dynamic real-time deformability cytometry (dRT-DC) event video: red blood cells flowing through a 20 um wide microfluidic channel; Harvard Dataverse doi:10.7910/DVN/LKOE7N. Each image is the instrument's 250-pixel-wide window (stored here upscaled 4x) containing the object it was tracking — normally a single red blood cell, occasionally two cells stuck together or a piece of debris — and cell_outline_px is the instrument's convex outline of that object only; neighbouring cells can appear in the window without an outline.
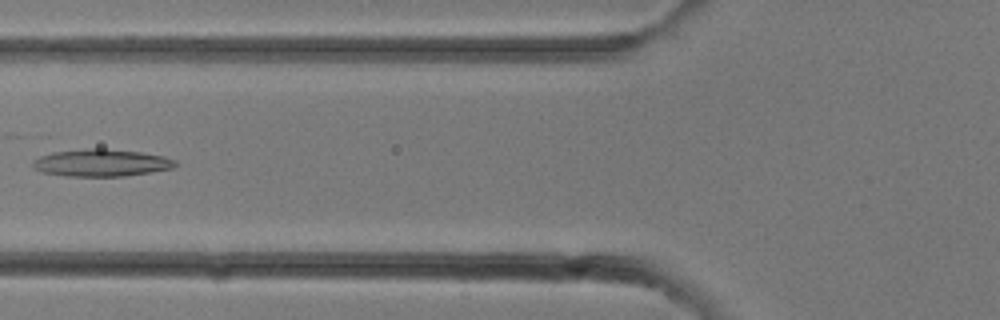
{"species": "common noctule bat (a hibernating species)", "species_latin": "Nyctalus noctula", "temperature_condition": "room temperature", "stored_images_in_passage": 14, "camera_frame_rate_fps": 3000, "um_per_image_px": 0.085, "animal": {"sex": "female"}, "frame": {"image": 1, "passage_image": 10, "time_ms": 3.0, "image_size_px": [1000, 320], "cell_outline_px": [[180, 164], [172, 168], [124, 176], [64, 176], [40, 172], [32, 168], [32, 160], [40, 156], [52, 152], [88, 148], [100, 148], [140, 152], [164, 156], [176, 160]], "centroid_in_image_um": [8.57, 13.84], "position_along_channel_um": 117.2, "area_um2": 22.77}}
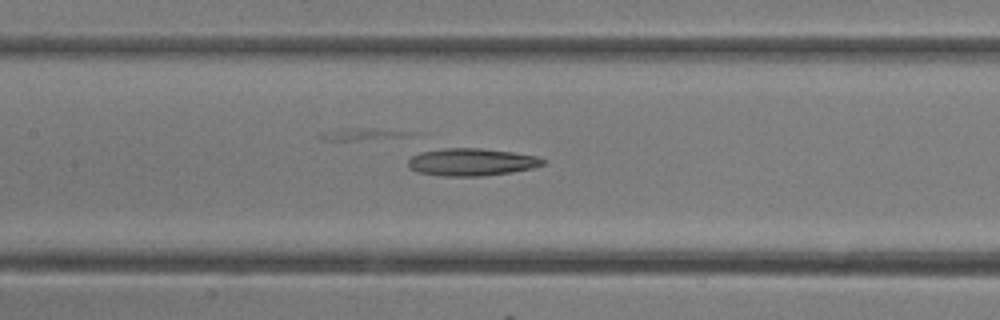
{"frame": {"image": 2, "passage_image": 12, "time_ms": 3.667, "image_size_px": [1000, 320], "cell_outline_px": [[544, 164], [532, 168], [512, 172], [480, 176], [444, 176], [416, 172], [408, 168], [408, 160], [412, 156], [420, 152], [444, 148], [480, 148], [512, 152], [536, 156], [544, 160]], "centroid_in_image_um": [40.04, 13.77], "position_along_channel_um": 167.4, "area_um2": 21.5}}